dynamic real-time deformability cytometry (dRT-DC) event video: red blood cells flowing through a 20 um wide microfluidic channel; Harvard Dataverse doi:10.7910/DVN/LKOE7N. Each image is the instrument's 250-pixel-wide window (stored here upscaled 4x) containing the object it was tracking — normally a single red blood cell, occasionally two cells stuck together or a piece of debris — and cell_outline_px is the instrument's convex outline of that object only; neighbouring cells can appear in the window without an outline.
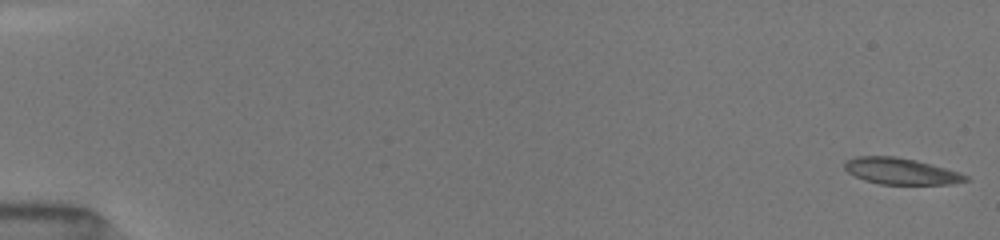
{"species": "common noctule bat (a hibernating species)", "species_latin": "Nyctalus noctula", "temperature_condition": "room temperature", "stored_images_in_passage": 14, "camera_frame_rate_fps": 3000, "um_per_image_px": 0.085, "animal": {"sex": "female", "body_mass_g": 19.5, "forearm_length_mm": 54.1}, "frame": {"image": 1, "passage_image": 1, "time_ms": 0.0, "image_size_px": [1000, 240], "cell_outline_px": [[968, 180], [948, 184], [880, 184], [864, 180], [848, 172], [844, 168], [844, 164], [848, 160], [860, 156], [896, 156], [916, 160], [960, 172], [968, 176]], "centroid_in_image_um": [76.58, 14.55], "position_along_channel_um": 8.4, "area_um2": 18.38}}
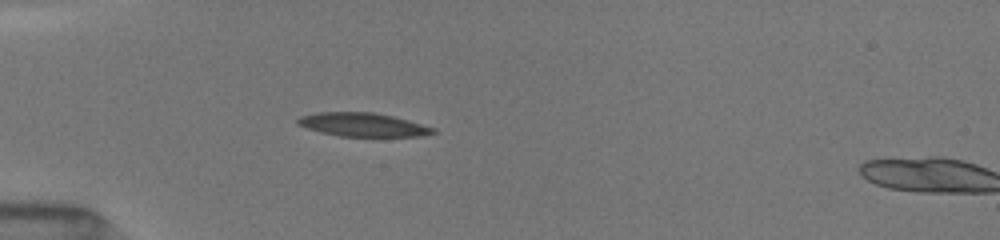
{"frame": {"image": 2, "passage_image": 13, "time_ms": 5.0, "image_size_px": [1000, 240], "cell_outline_px": [[436, 132], [420, 136], [340, 136], [320, 132], [296, 124], [296, 120], [300, 116], [316, 112], [372, 112], [392, 116], [436, 128]], "centroid_in_image_um": [30.8, 10.59], "position_along_channel_um": 54.2, "area_um2": 18.5}}